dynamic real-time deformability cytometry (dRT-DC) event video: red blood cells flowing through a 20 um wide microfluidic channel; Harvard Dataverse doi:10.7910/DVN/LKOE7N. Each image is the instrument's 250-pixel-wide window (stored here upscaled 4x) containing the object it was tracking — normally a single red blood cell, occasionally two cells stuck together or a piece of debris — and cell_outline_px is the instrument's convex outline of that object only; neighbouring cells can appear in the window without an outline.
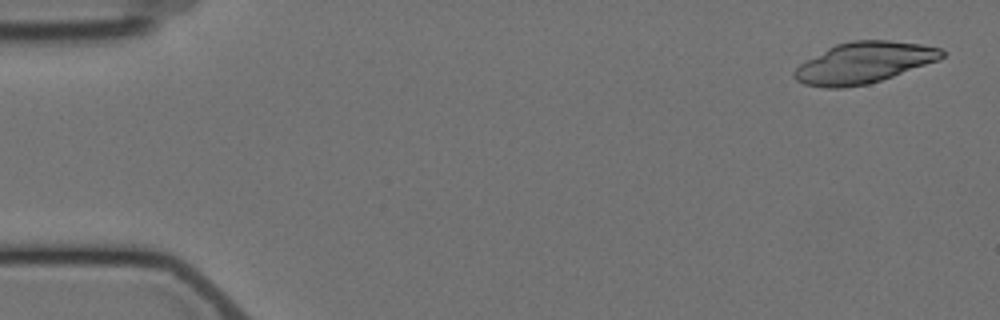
{"species": "Egyptian fruit bat (a non-hibernating species)", "species_latin": "Rousettus aegyptiacus", "temperature_condition": "cold", "stored_images_in_passage": 3, "camera_frame_rate_fps": 3000, "um_per_image_px": 0.085, "animal": {"sex": "female"}, "frame": {"image": 1, "passage_image": 1, "time_ms": 0.0, "image_size_px": [1000, 320], "cell_outline_px": [[944, 56], [940, 60], [868, 84], [844, 88], [824, 88], [804, 84], [796, 80], [792, 76], [792, 72], [800, 64], [828, 48], [836, 44], [852, 40], [888, 40], [920, 44], [940, 48], [944, 52]], "centroid_in_image_um": [73.41, 5.34], "position_along_channel_um": 11.6, "area_um2": 35.2}}